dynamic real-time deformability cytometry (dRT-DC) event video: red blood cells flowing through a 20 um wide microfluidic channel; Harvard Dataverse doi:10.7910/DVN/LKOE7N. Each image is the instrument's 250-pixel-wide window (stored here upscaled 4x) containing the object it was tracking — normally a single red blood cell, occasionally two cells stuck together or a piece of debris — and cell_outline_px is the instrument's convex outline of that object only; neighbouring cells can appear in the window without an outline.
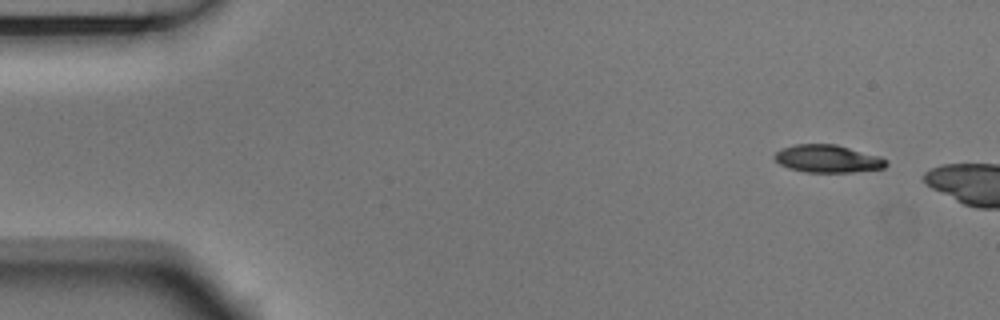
{"species": "Egyptian fruit bat (a non-hibernating species)", "species_latin": "Rousettus aegyptiacus", "temperature_condition": "room temperature", "stored_images_in_passage": 3, "camera_frame_rate_fps": 3000, "um_per_image_px": 0.085, "animal": {"sex": "male"}, "frame": {"image": 1, "passage_image": 1, "time_ms": 0.0, "image_size_px": [1000, 320], "cell_outline_px": [[888, 164], [884, 168], [852, 172], [804, 172], [788, 168], [780, 164], [772, 156], [776, 152], [784, 148], [796, 144], [836, 144], [880, 156], [888, 160]], "centroid_in_image_um": [70.37, 13.49], "position_along_channel_um": 14.6, "area_um2": 18.03}}